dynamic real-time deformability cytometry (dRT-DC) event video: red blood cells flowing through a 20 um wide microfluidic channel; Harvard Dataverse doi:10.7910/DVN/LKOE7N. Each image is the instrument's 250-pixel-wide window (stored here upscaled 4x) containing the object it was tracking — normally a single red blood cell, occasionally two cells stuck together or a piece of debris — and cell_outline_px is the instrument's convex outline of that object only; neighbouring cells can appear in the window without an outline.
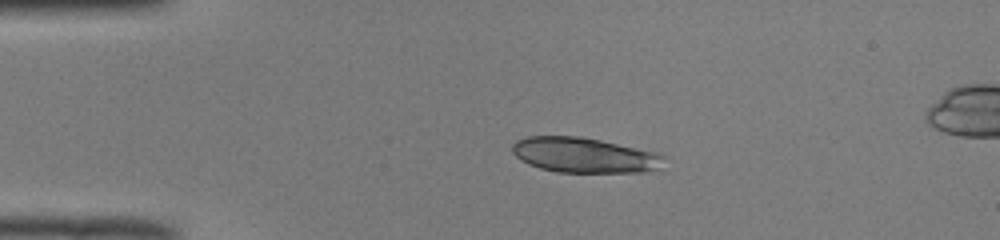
{"species": "common noctule bat (a hibernating species)", "species_latin": "Nyctalus noctula", "temperature_condition": "room temperature", "stored_images_in_passage": 40, "camera_frame_rate_fps": 3000, "um_per_image_px": 0.085, "animal": {"sex": "male", "body_mass_g": 19.0, "forearm_length_mm": 50.8}, "frame": {"image": 1, "passage_image": 1, "time_ms": 0.0, "image_size_px": [1000, 240], "cell_outline_px": [[664, 156], [660, 168], [644, 172], [556, 172], [540, 168], [528, 164], [520, 160], [512, 152], [512, 144], [516, 140], [528, 136], [580, 136], [660, 152]], "centroid_in_image_um": [49.66, 13.18], "position_along_channel_um": 35.3, "area_um2": 31.27}}